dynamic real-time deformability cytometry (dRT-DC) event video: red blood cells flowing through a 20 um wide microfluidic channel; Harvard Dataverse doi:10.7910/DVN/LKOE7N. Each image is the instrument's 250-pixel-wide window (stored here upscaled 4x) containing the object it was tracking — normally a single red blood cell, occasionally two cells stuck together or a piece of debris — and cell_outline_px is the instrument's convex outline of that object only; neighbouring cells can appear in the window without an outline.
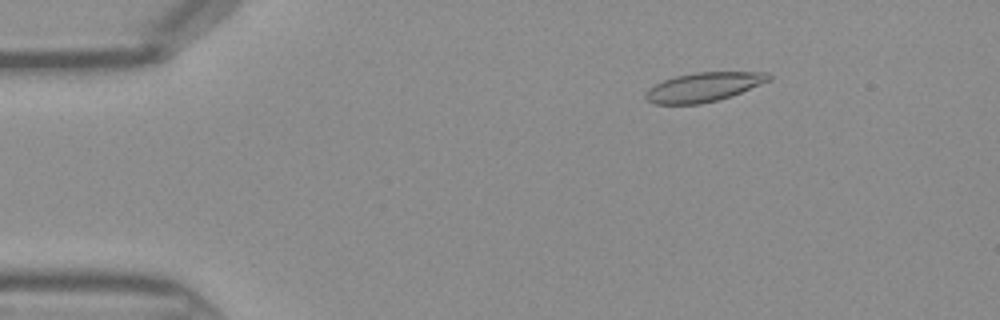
{"species": "Egyptian fruit bat (a non-hibernating species)", "species_latin": "Rousettus aegyptiacus", "temperature_condition": "warm", "stored_images_in_passage": 45, "camera_frame_rate_fps": 3000, "um_per_image_px": 0.085, "frame": {"image": 1, "passage_image": 7, "time_ms": 2.0, "image_size_px": [1000, 320], "cell_outline_px": [[772, 80], [740, 92], [716, 100], [700, 104], [652, 104], [644, 96], [648, 88], [664, 80], [676, 76], [696, 72], [768, 72], [772, 76]], "centroid_in_image_um": [59.81, 7.39], "position_along_channel_um": 25.2, "area_um2": 20.75}}
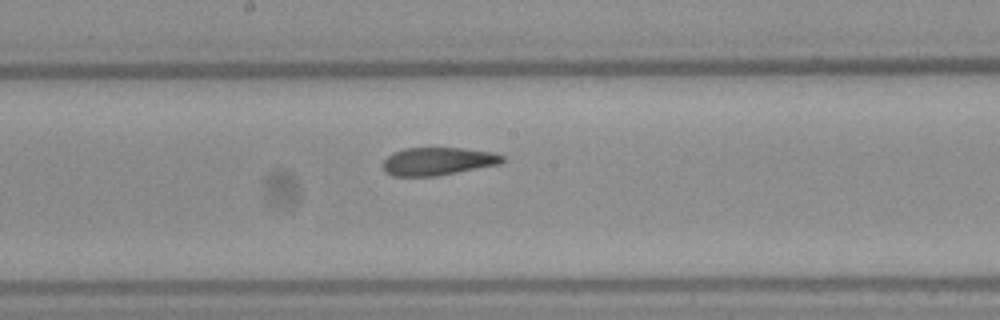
{"frame": {"image": 2, "passage_image": 24, "time_ms": 7.667, "image_size_px": [1000, 320], "cell_outline_px": [[504, 160], [500, 164], [436, 176], [392, 176], [384, 172], [384, 160], [392, 152], [404, 148], [460, 148], [492, 152], [504, 156]], "centroid_in_image_um": [37.19, 13.71], "position_along_channel_um": 211.0, "area_um2": 19.36}}
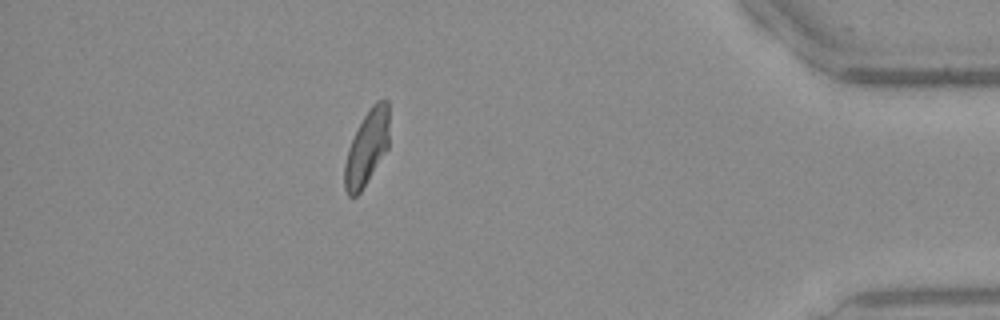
{"frame": {"image": 3, "passage_image": 40, "time_ms": 13.0, "image_size_px": [1000, 320], "cell_outline_px": [[388, 148], [360, 192], [356, 196], [348, 196], [344, 188], [344, 164], [348, 148], [364, 116], [372, 104], [376, 100], [388, 100]], "centroid_in_image_um": [31.17, 12.57], "position_along_channel_um": 404.0, "area_um2": 19.13}}